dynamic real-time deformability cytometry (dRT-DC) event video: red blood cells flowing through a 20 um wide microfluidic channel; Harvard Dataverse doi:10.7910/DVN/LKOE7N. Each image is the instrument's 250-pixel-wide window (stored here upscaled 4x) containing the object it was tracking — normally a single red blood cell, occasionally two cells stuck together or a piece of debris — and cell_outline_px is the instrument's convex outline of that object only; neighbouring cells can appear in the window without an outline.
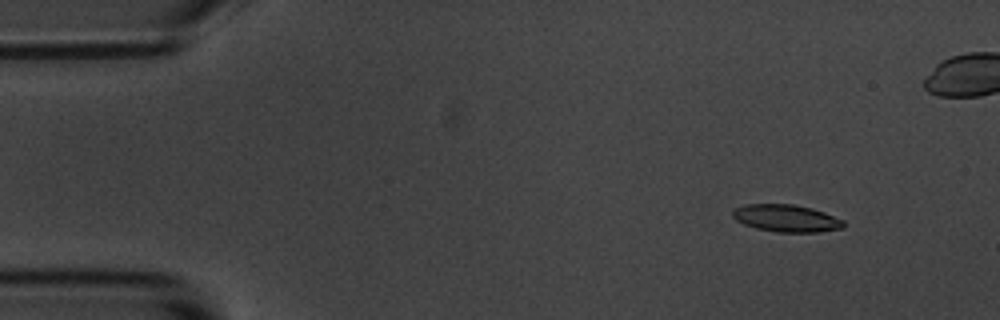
{"species": "common noctule bat (a hibernating species)", "species_latin": "Nyctalus noctula", "temperature_condition": "room temperature", "stored_images_in_passage": 5, "camera_frame_rate_fps": 3000, "um_per_image_px": 0.085, "animal": {"sex": "male", "body_mass_g": 20.1, "forearm_length_mm": 53.5}, "frame": {"image": 1, "passage_image": 2, "time_ms": 1.333, "image_size_px": [1000, 320], "cell_outline_px": [[844, 228], [816, 232], [776, 232], [756, 228], [744, 224], [736, 220], [732, 216], [732, 212], [736, 208], [744, 204], [792, 204], [812, 208], [824, 212], [844, 220]], "centroid_in_image_um": [66.84, 18.55], "position_along_channel_um": 18.2, "area_um2": 17.63}}